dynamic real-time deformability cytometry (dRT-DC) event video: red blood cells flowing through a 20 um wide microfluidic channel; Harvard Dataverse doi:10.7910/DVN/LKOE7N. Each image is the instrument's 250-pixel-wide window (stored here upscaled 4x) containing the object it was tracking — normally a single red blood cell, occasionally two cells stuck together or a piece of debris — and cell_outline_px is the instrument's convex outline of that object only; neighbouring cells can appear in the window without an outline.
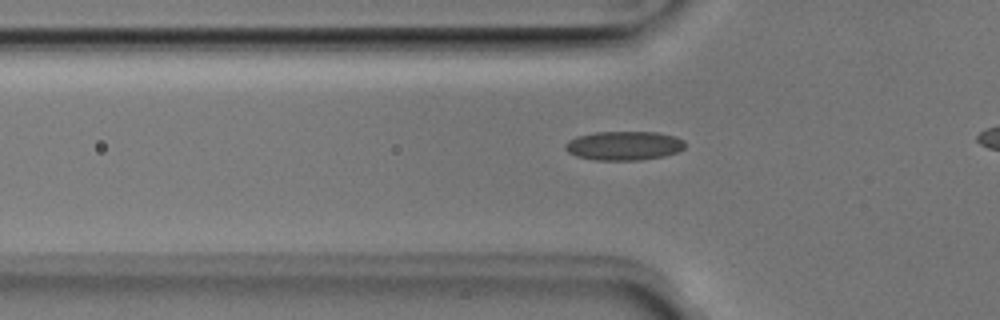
{"species": "Egyptian fruit bat (a non-hibernating species)", "species_latin": "Rousettus aegyptiacus", "temperature_condition": "room temperature", "stored_images_in_passage": 34, "camera_frame_rate_fps": 3000, "um_per_image_px": 0.085, "animal": {"sex": "male"}, "frame": {"image": 1, "passage_image": 9, "time_ms": 2.667, "image_size_px": [1000, 320], "cell_outline_px": [[684, 148], [676, 152], [664, 156], [640, 160], [596, 160], [576, 156], [568, 152], [564, 148], [564, 144], [568, 140], [576, 136], [596, 132], [656, 132], [676, 136], [684, 140]], "centroid_in_image_um": [53.01, 12.38], "position_along_channel_um": 72.8, "area_um2": 20.35}}
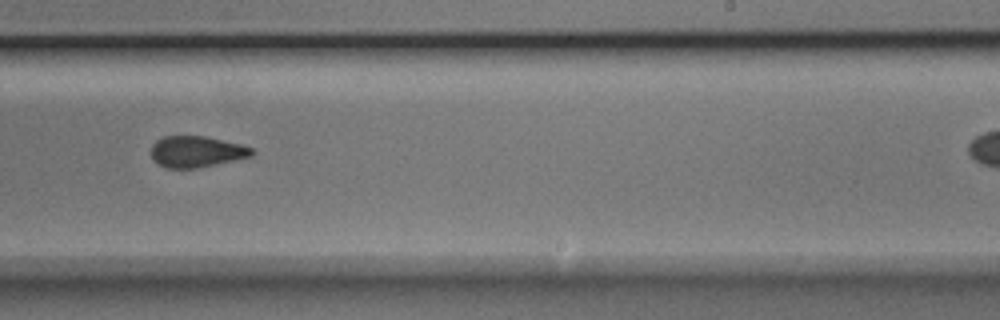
{"frame": {"image": 2, "passage_image": 24, "time_ms": 7.667, "image_size_px": [1000, 320], "cell_outline_px": [[256, 152], [252, 156], [216, 164], [196, 168], [164, 168], [156, 164], [152, 160], [152, 144], [156, 140], [164, 136], [204, 136], [240, 144], [252, 148]], "centroid_in_image_um": [16.67, 12.9], "position_along_channel_um": 272.3, "area_um2": 18.38}}
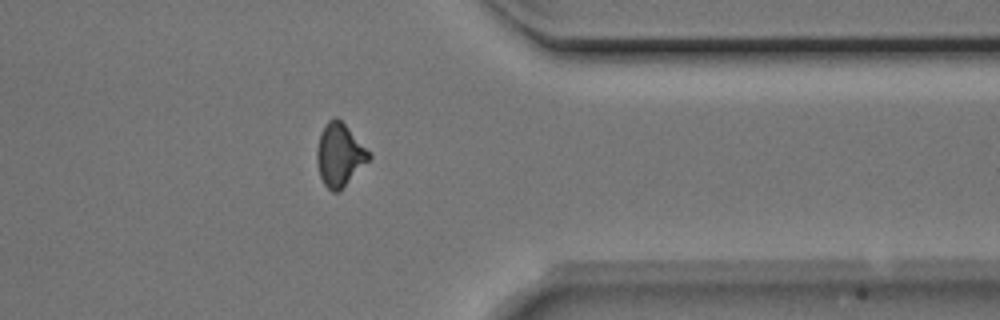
{"frame": {"image": 3, "passage_image": 33, "time_ms": 10.667, "image_size_px": [1000, 320], "cell_outline_px": [[372, 156], [336, 192], [332, 192], [324, 184], [320, 176], [316, 160], [316, 148], [320, 132], [324, 124], [328, 120], [336, 116], [372, 152]], "centroid_in_image_um": [28.84, 13.1], "position_along_channel_um": 382.6, "area_um2": 18.79}}